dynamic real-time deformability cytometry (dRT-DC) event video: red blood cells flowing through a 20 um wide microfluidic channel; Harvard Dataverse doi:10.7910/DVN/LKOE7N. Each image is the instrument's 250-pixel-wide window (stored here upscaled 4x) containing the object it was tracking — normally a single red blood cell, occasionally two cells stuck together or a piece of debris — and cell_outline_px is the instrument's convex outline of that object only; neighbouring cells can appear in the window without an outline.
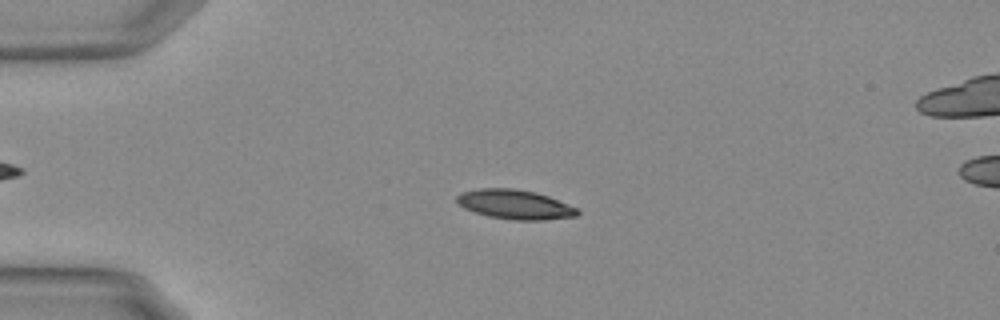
{"species": "Egyptian fruit bat (a non-hibernating species)", "species_latin": "Rousettus aegyptiacus", "temperature_condition": "warm", "stored_images_in_passage": 54, "camera_frame_rate_fps": 3000, "um_per_image_px": 0.085, "animal": {"sex": "female"}, "frame": {"image": 1, "passage_image": 13, "time_ms": 4.0, "image_size_px": [1000, 320], "cell_outline_px": [[580, 212], [576, 216], [544, 220], [516, 220], [488, 216], [464, 208], [456, 200], [456, 196], [460, 192], [480, 188], [512, 188], [536, 192], [548, 196], [576, 208]], "centroid_in_image_um": [43.75, 17.37], "position_along_channel_um": 41.3, "area_um2": 20.52}}
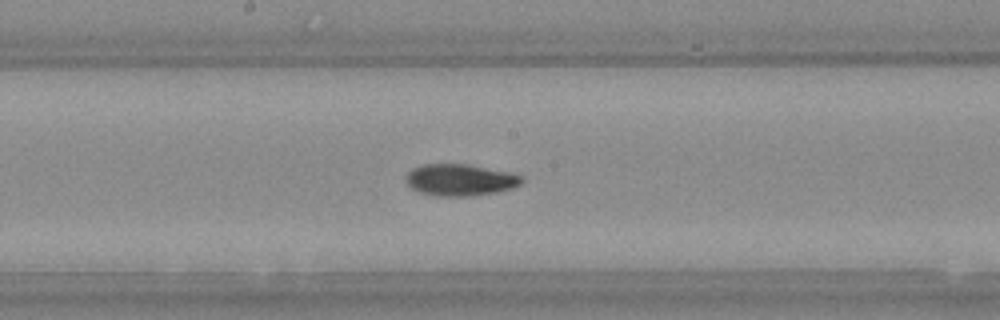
{"frame": {"image": 2, "passage_image": 29, "time_ms": 9.333, "image_size_px": [1000, 320], "cell_outline_px": [[524, 180], [520, 184], [512, 188], [496, 192], [468, 196], [436, 196], [420, 192], [412, 188], [404, 180], [408, 172], [412, 168], [420, 164], [468, 164], [508, 172], [520, 176]], "centroid_in_image_um": [39.07, 15.29], "position_along_channel_um": 209.1, "area_um2": 21.33}}
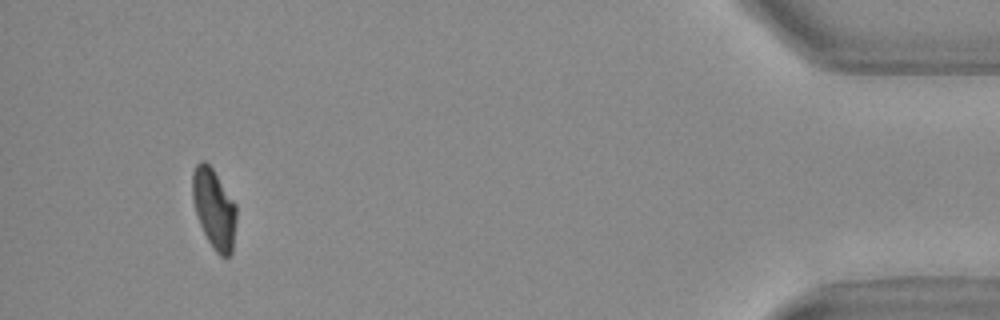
{"frame": {"image": 3, "passage_image": 51, "time_ms": 16.667, "image_size_px": [1000, 320], "cell_outline_px": [[236, 220], [232, 252], [228, 256], [220, 256], [212, 248], [200, 224], [196, 212], [192, 196], [192, 172], [196, 164], [200, 160], [204, 160], [212, 168], [236, 204]], "centroid_in_image_um": [18.19, 17.72], "position_along_channel_um": 417.0, "area_um2": 20.29}, "authors_computed_cell_mechanics": {"area_um2": 20.4034, "velocity_mm_per_s": 3.7496, "shape_relaxation_time_tau1_ms": 4.5602, "shape_relaxation_time_tau2_ms": 2.7185, "deformation_change_tau1": 0.2002, "deformation_change_tau2": 0.0802}}